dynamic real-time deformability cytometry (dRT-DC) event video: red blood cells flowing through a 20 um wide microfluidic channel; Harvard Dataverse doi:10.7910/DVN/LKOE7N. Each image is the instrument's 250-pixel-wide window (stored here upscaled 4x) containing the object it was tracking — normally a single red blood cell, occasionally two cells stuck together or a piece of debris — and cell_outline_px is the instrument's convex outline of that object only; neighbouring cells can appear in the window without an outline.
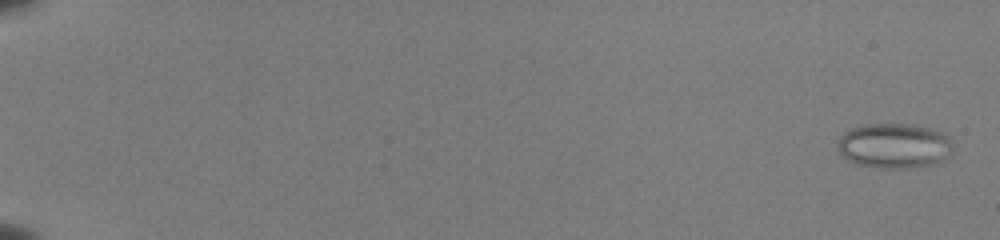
{"species": "common noctule bat (a hibernating species)", "species_latin": "Nyctalus noctula", "temperature_condition": "room temperature", "stored_images_in_passage": 54, "camera_frame_rate_fps": 3000, "um_per_image_px": 0.085, "animal": {"sex": "female", "body_mass_g": 22.0, "forearm_length_mm": 56.7}, "frame": {"image": 1, "passage_image": 2, "time_ms": 0.333, "image_size_px": [1000, 240], "cell_outline_px": [[952, 148], [948, 156], [932, 164], [904, 168], [880, 168], [856, 164], [840, 156], [840, 136], [848, 128], [864, 124], [912, 124], [928, 128], [940, 132], [948, 136]], "centroid_in_image_um": [75.96, 12.38], "position_along_channel_um": 9.0, "area_um2": 30.0}}
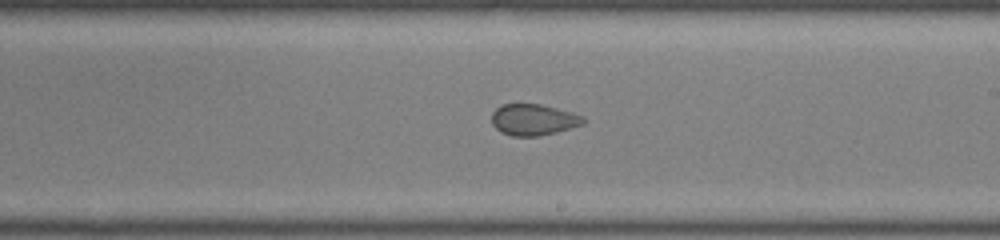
{"frame": {"image": 2, "passage_image": 35, "time_ms": 11.333, "image_size_px": [1000, 240], "cell_outline_px": [[584, 124], [556, 132], [540, 136], [512, 136], [500, 132], [492, 124], [492, 112], [500, 104], [540, 104], [572, 112], [584, 116]], "centroid_in_image_um": [45.33, 10.17], "position_along_channel_um": 243.7, "area_um2": 16.76}}
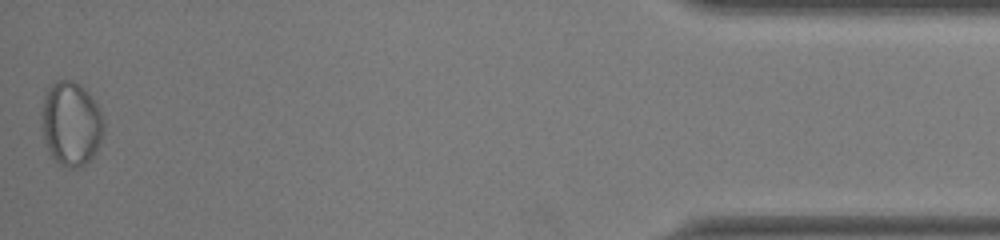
{"frame": {"image": 3, "passage_image": 54, "time_ms": 17.667, "image_size_px": [1000, 240], "cell_outline_px": [[104, 128], [100, 144], [96, 152], [84, 164], [76, 168], [68, 168], [60, 164], [52, 156], [44, 140], [40, 116], [40, 112], [44, 92], [56, 80], [72, 80], [80, 84], [96, 100], [104, 116]], "centroid_in_image_um": [6.04, 10.47], "position_along_channel_um": 429.2, "area_um2": 31.04}}